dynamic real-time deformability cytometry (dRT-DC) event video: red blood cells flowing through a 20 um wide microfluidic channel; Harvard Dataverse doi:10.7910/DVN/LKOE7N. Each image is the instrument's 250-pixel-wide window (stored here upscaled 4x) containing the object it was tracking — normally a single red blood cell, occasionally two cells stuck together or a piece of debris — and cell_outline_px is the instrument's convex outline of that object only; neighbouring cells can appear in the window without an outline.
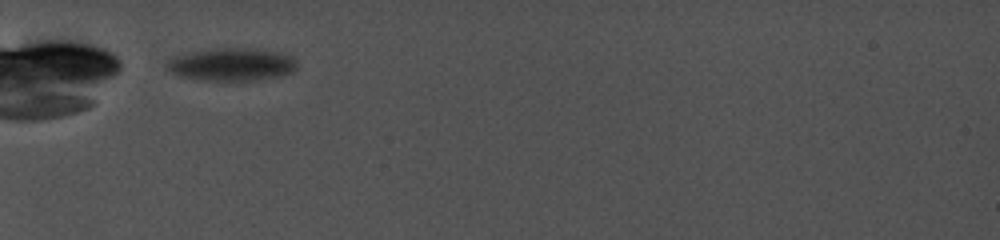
{"species": "common noctule bat (a hibernating species)", "species_latin": "Nyctalus noctula", "temperature_condition": "cold", "stored_images_in_passage": 42, "camera_frame_rate_fps": 5000, "um_per_image_px": 0.085, "animal": {"sex": "female", "body_mass_g": 19.0, "forearm_length_mm": 56.7}, "frame": {"image": 1, "passage_image": 1, "time_ms": 0.0, "image_size_px": [1000, 240], "cell_outline_px": [[296, 68], [292, 72], [280, 76], [256, 80], [204, 80], [180, 76], [164, 68], [164, 64], [172, 56], [192, 52], [216, 48], [248, 48], [276, 52], [292, 56], [296, 60]], "centroid_in_image_um": [19.66, 5.48], "position_along_channel_um": 65.3, "area_um2": 24.8}}
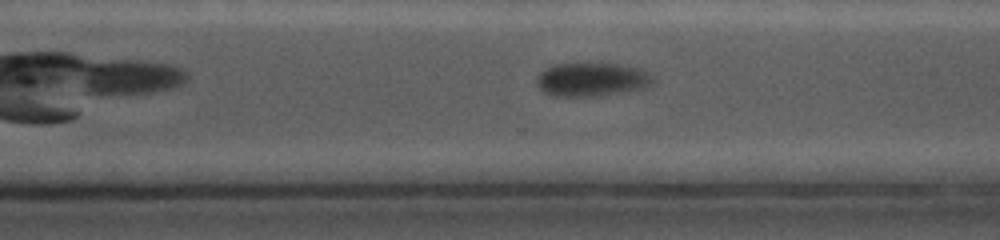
{"frame": {"image": 2, "passage_image": 30, "time_ms": 7.6, "image_size_px": [1000, 240], "cell_outline_px": [[652, 80], [644, 88], [592, 96], [556, 96], [544, 92], [536, 84], [536, 76], [540, 72], [552, 64], [600, 60], [640, 68], [648, 72], [652, 76]], "centroid_in_image_um": [50.24, 6.68], "position_along_channel_um": 320.4, "area_um2": 23.41}}
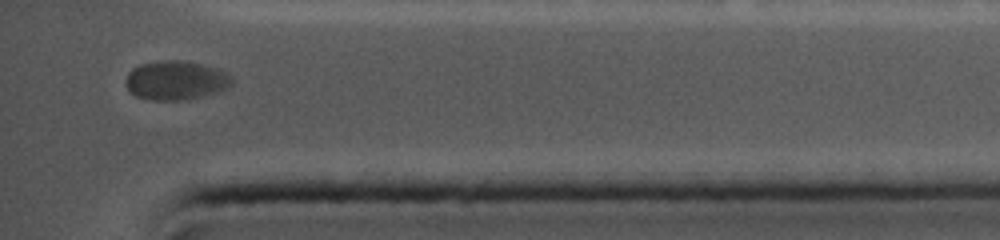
{"frame": {"image": 3, "passage_image": 40, "time_ms": 10.2, "image_size_px": [1000, 240], "cell_outline_px": [[232, 84], [228, 88], [200, 96], [180, 100], [152, 100], [136, 96], [128, 88], [124, 80], [128, 72], [132, 68], [140, 64], [164, 60], [180, 60], [220, 68], [228, 72], [232, 76]], "centroid_in_image_um": [14.95, 6.81], "position_along_channel_um": 420.3, "area_um2": 24.16}}